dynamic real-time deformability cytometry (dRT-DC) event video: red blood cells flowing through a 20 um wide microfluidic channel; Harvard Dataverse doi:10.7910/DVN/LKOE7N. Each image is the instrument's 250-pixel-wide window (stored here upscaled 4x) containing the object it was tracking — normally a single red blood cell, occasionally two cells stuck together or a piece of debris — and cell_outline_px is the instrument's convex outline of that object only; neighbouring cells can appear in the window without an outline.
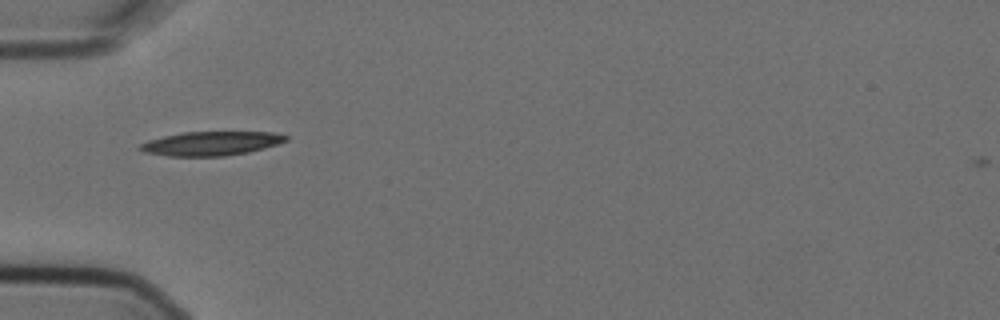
{"species": "Egyptian fruit bat (a non-hibernating species)", "species_latin": "Rousettus aegyptiacus", "temperature_condition": "cold", "stored_images_in_passage": 2, "camera_frame_rate_fps": 3000, "um_per_image_px": 0.085, "animal": {"sex": "female"}, "frame": {"image": 1, "passage_image": 2, "time_ms": 0.333, "image_size_px": [1000, 320], "cell_outline_px": [[288, 140], [264, 148], [248, 152], [224, 156], [168, 156], [144, 152], [136, 148], [140, 144], [148, 140], [164, 136], [184, 132], [272, 132], [288, 136]], "centroid_in_image_um": [17.91, 12.19], "position_along_channel_um": 67.1, "area_um2": 20.35}}